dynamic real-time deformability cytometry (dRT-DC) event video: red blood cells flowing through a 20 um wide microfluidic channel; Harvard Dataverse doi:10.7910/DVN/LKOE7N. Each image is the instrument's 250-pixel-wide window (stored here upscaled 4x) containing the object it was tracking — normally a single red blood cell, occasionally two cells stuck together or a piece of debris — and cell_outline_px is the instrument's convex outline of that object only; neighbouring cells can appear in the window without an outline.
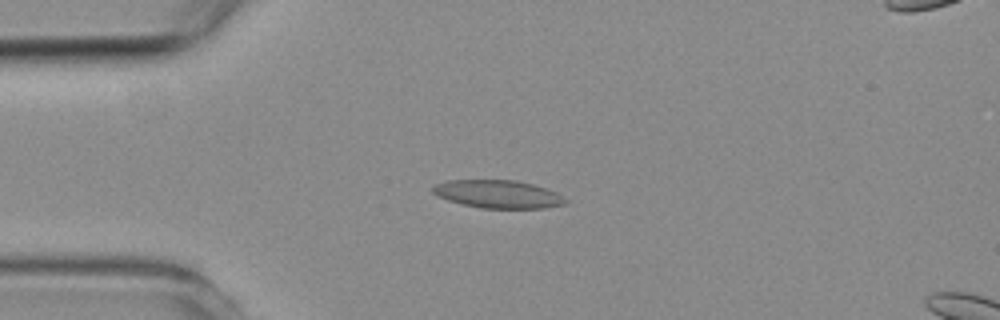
{"species": "common noctule bat (a hibernating species)", "species_latin": "Nyctalus noctula", "temperature_condition": "room temperature", "stored_images_in_passage": 6, "camera_frame_rate_fps": 3000, "um_per_image_px": 0.085, "animal": {"sex": "female", "body_mass_g": 19.3, "forearm_length_mm": 54.1}, "frame": {"image": 1, "passage_image": 3, "time_ms": 2.333, "image_size_px": [1000, 320], "cell_outline_px": [[568, 200], [564, 204], [544, 208], [480, 208], [448, 200], [436, 196], [432, 192], [432, 184], [444, 180], [516, 180], [532, 184], [556, 192]], "centroid_in_image_um": [42.27, 16.49], "position_along_channel_um": 42.7, "area_um2": 21.68}}
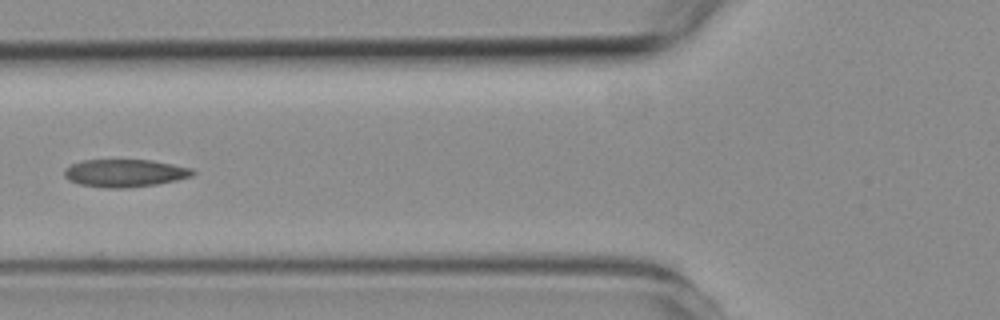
{"frame": {"image": 2, "passage_image": 5, "time_ms": 4.667, "image_size_px": [1000, 320], "cell_outline_px": [[196, 172], [192, 176], [176, 180], [156, 184], [128, 188], [104, 188], [80, 184], [68, 180], [64, 176], [64, 168], [72, 164], [84, 160], [152, 160], [192, 168]], "centroid_in_image_um": [10.6, 14.71], "position_along_channel_um": 115.2, "area_um2": 20.75}}
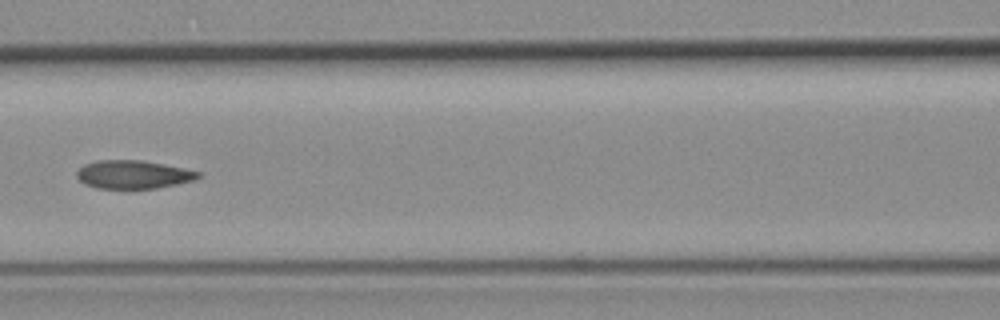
{"frame": {"image": 3, "passage_image": 6, "time_ms": 5.667, "image_size_px": [1000, 320], "cell_outline_px": [[200, 176], [192, 180], [176, 184], [156, 188], [96, 188], [84, 184], [76, 176], [76, 172], [84, 164], [96, 160], [144, 160], [164, 164], [200, 172]], "centroid_in_image_um": [11.27, 14.82], "position_along_channel_um": 155.3, "area_um2": 19.88}}